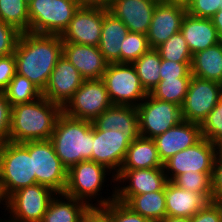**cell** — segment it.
Instances as JSON below:
<instances>
[{"mask_svg": "<svg viewBox=\"0 0 222 222\" xmlns=\"http://www.w3.org/2000/svg\"><path fill=\"white\" fill-rule=\"evenodd\" d=\"M62 46L59 35L21 33L14 51L17 73L28 78L43 92L62 56Z\"/></svg>", "mask_w": 222, "mask_h": 222, "instance_id": "6da1fadb", "label": "cell"}, {"mask_svg": "<svg viewBox=\"0 0 222 222\" xmlns=\"http://www.w3.org/2000/svg\"><path fill=\"white\" fill-rule=\"evenodd\" d=\"M62 107L44 96L30 103L11 107L8 141L24 143L50 139Z\"/></svg>", "mask_w": 222, "mask_h": 222, "instance_id": "7a4b0ae2", "label": "cell"}, {"mask_svg": "<svg viewBox=\"0 0 222 222\" xmlns=\"http://www.w3.org/2000/svg\"><path fill=\"white\" fill-rule=\"evenodd\" d=\"M49 140L67 170L77 163L92 161L93 123L91 121L71 118L62 112Z\"/></svg>", "mask_w": 222, "mask_h": 222, "instance_id": "3957f363", "label": "cell"}, {"mask_svg": "<svg viewBox=\"0 0 222 222\" xmlns=\"http://www.w3.org/2000/svg\"><path fill=\"white\" fill-rule=\"evenodd\" d=\"M111 173L105 166L94 161L86 160L77 163L67 172V185L64 194L84 201L91 207L105 206L115 200V175ZM107 176H111L110 185H112L113 189L111 194L109 193L111 196L108 195L105 198L102 196L101 191L106 186L104 185L107 182L106 180H109V177L108 179L106 178Z\"/></svg>", "mask_w": 222, "mask_h": 222, "instance_id": "277c9868", "label": "cell"}, {"mask_svg": "<svg viewBox=\"0 0 222 222\" xmlns=\"http://www.w3.org/2000/svg\"><path fill=\"white\" fill-rule=\"evenodd\" d=\"M36 184L32 157L21 144L10 141L0 146V194L5 201L12 193Z\"/></svg>", "mask_w": 222, "mask_h": 222, "instance_id": "5b68a950", "label": "cell"}, {"mask_svg": "<svg viewBox=\"0 0 222 222\" xmlns=\"http://www.w3.org/2000/svg\"><path fill=\"white\" fill-rule=\"evenodd\" d=\"M78 8L75 0H32L28 3L29 32L61 36Z\"/></svg>", "mask_w": 222, "mask_h": 222, "instance_id": "8992f818", "label": "cell"}, {"mask_svg": "<svg viewBox=\"0 0 222 222\" xmlns=\"http://www.w3.org/2000/svg\"><path fill=\"white\" fill-rule=\"evenodd\" d=\"M101 79L114 105L137 107L148 95L133 64L108 63Z\"/></svg>", "mask_w": 222, "mask_h": 222, "instance_id": "52a82bcc", "label": "cell"}, {"mask_svg": "<svg viewBox=\"0 0 222 222\" xmlns=\"http://www.w3.org/2000/svg\"><path fill=\"white\" fill-rule=\"evenodd\" d=\"M32 157L33 174L36 183L51 188L56 193H64L68 170L56 155L50 140H37L21 143Z\"/></svg>", "mask_w": 222, "mask_h": 222, "instance_id": "ba28073f", "label": "cell"}, {"mask_svg": "<svg viewBox=\"0 0 222 222\" xmlns=\"http://www.w3.org/2000/svg\"><path fill=\"white\" fill-rule=\"evenodd\" d=\"M55 195L51 188L36 183L12 193L4 201L3 210H7L9 218L16 222H41Z\"/></svg>", "mask_w": 222, "mask_h": 222, "instance_id": "9c48e42d", "label": "cell"}, {"mask_svg": "<svg viewBox=\"0 0 222 222\" xmlns=\"http://www.w3.org/2000/svg\"><path fill=\"white\" fill-rule=\"evenodd\" d=\"M136 108L142 137L153 139L183 120L180 106L156 99L150 93Z\"/></svg>", "mask_w": 222, "mask_h": 222, "instance_id": "30bf717a", "label": "cell"}, {"mask_svg": "<svg viewBox=\"0 0 222 222\" xmlns=\"http://www.w3.org/2000/svg\"><path fill=\"white\" fill-rule=\"evenodd\" d=\"M112 105L102 79L84 80L62 108L65 115L93 122Z\"/></svg>", "mask_w": 222, "mask_h": 222, "instance_id": "8fae6325", "label": "cell"}, {"mask_svg": "<svg viewBox=\"0 0 222 222\" xmlns=\"http://www.w3.org/2000/svg\"><path fill=\"white\" fill-rule=\"evenodd\" d=\"M221 93L222 84L192 75L181 106L183 120L201 125L218 104Z\"/></svg>", "mask_w": 222, "mask_h": 222, "instance_id": "7c38bea8", "label": "cell"}, {"mask_svg": "<svg viewBox=\"0 0 222 222\" xmlns=\"http://www.w3.org/2000/svg\"><path fill=\"white\" fill-rule=\"evenodd\" d=\"M139 134H124L122 131L98 130L93 125L92 161L105 166L117 175L129 145Z\"/></svg>", "mask_w": 222, "mask_h": 222, "instance_id": "4fadbf2b", "label": "cell"}, {"mask_svg": "<svg viewBox=\"0 0 222 222\" xmlns=\"http://www.w3.org/2000/svg\"><path fill=\"white\" fill-rule=\"evenodd\" d=\"M167 182L164 168L119 170L115 176V199L126 203L133 195L165 190Z\"/></svg>", "mask_w": 222, "mask_h": 222, "instance_id": "5bb4252c", "label": "cell"}, {"mask_svg": "<svg viewBox=\"0 0 222 222\" xmlns=\"http://www.w3.org/2000/svg\"><path fill=\"white\" fill-rule=\"evenodd\" d=\"M216 146L206 138L188 147L163 163L168 181L186 172H213Z\"/></svg>", "mask_w": 222, "mask_h": 222, "instance_id": "9a60e30c", "label": "cell"}, {"mask_svg": "<svg viewBox=\"0 0 222 222\" xmlns=\"http://www.w3.org/2000/svg\"><path fill=\"white\" fill-rule=\"evenodd\" d=\"M103 25V8L79 7L61 35L63 42L98 47Z\"/></svg>", "mask_w": 222, "mask_h": 222, "instance_id": "2e32d148", "label": "cell"}, {"mask_svg": "<svg viewBox=\"0 0 222 222\" xmlns=\"http://www.w3.org/2000/svg\"><path fill=\"white\" fill-rule=\"evenodd\" d=\"M84 80L76 67L62 55L51 73L42 96L63 108Z\"/></svg>", "mask_w": 222, "mask_h": 222, "instance_id": "e0dca14e", "label": "cell"}, {"mask_svg": "<svg viewBox=\"0 0 222 222\" xmlns=\"http://www.w3.org/2000/svg\"><path fill=\"white\" fill-rule=\"evenodd\" d=\"M186 13V6L159 1L146 34L150 48H156L179 32Z\"/></svg>", "mask_w": 222, "mask_h": 222, "instance_id": "ac0fdd59", "label": "cell"}, {"mask_svg": "<svg viewBox=\"0 0 222 222\" xmlns=\"http://www.w3.org/2000/svg\"><path fill=\"white\" fill-rule=\"evenodd\" d=\"M158 2L159 0H113L107 10L120 19L129 32L147 34Z\"/></svg>", "mask_w": 222, "mask_h": 222, "instance_id": "d6986e66", "label": "cell"}, {"mask_svg": "<svg viewBox=\"0 0 222 222\" xmlns=\"http://www.w3.org/2000/svg\"><path fill=\"white\" fill-rule=\"evenodd\" d=\"M202 138L199 124L182 120L176 126L153 139L159 158L164 163L176 153L195 145Z\"/></svg>", "mask_w": 222, "mask_h": 222, "instance_id": "ffe728a7", "label": "cell"}, {"mask_svg": "<svg viewBox=\"0 0 222 222\" xmlns=\"http://www.w3.org/2000/svg\"><path fill=\"white\" fill-rule=\"evenodd\" d=\"M62 55L76 67L85 80L101 79L108 65L96 46L63 42Z\"/></svg>", "mask_w": 222, "mask_h": 222, "instance_id": "44dd1931", "label": "cell"}, {"mask_svg": "<svg viewBox=\"0 0 222 222\" xmlns=\"http://www.w3.org/2000/svg\"><path fill=\"white\" fill-rule=\"evenodd\" d=\"M180 31L192 55L220 42L211 18H197L186 13Z\"/></svg>", "mask_w": 222, "mask_h": 222, "instance_id": "7402d4cb", "label": "cell"}, {"mask_svg": "<svg viewBox=\"0 0 222 222\" xmlns=\"http://www.w3.org/2000/svg\"><path fill=\"white\" fill-rule=\"evenodd\" d=\"M129 33L127 26L103 9V25L98 49L108 63H121V43Z\"/></svg>", "mask_w": 222, "mask_h": 222, "instance_id": "603a6c76", "label": "cell"}, {"mask_svg": "<svg viewBox=\"0 0 222 222\" xmlns=\"http://www.w3.org/2000/svg\"><path fill=\"white\" fill-rule=\"evenodd\" d=\"M165 203L167 216L193 217L208 201L194 191H187L168 181L165 186Z\"/></svg>", "mask_w": 222, "mask_h": 222, "instance_id": "cb8c5ba5", "label": "cell"}, {"mask_svg": "<svg viewBox=\"0 0 222 222\" xmlns=\"http://www.w3.org/2000/svg\"><path fill=\"white\" fill-rule=\"evenodd\" d=\"M98 130L122 131L124 134H139L137 108L112 104L93 122Z\"/></svg>", "mask_w": 222, "mask_h": 222, "instance_id": "d4e9b609", "label": "cell"}, {"mask_svg": "<svg viewBox=\"0 0 222 222\" xmlns=\"http://www.w3.org/2000/svg\"><path fill=\"white\" fill-rule=\"evenodd\" d=\"M163 168L154 139L138 136L126 151L120 170Z\"/></svg>", "mask_w": 222, "mask_h": 222, "instance_id": "484cf974", "label": "cell"}, {"mask_svg": "<svg viewBox=\"0 0 222 222\" xmlns=\"http://www.w3.org/2000/svg\"><path fill=\"white\" fill-rule=\"evenodd\" d=\"M90 206L84 201L56 193L41 222H81Z\"/></svg>", "mask_w": 222, "mask_h": 222, "instance_id": "4316f807", "label": "cell"}, {"mask_svg": "<svg viewBox=\"0 0 222 222\" xmlns=\"http://www.w3.org/2000/svg\"><path fill=\"white\" fill-rule=\"evenodd\" d=\"M193 76L222 84V43L219 42L192 56Z\"/></svg>", "mask_w": 222, "mask_h": 222, "instance_id": "83f0119b", "label": "cell"}, {"mask_svg": "<svg viewBox=\"0 0 222 222\" xmlns=\"http://www.w3.org/2000/svg\"><path fill=\"white\" fill-rule=\"evenodd\" d=\"M125 204L152 222H160L167 216L165 190L133 195Z\"/></svg>", "mask_w": 222, "mask_h": 222, "instance_id": "f1b7e54d", "label": "cell"}, {"mask_svg": "<svg viewBox=\"0 0 222 222\" xmlns=\"http://www.w3.org/2000/svg\"><path fill=\"white\" fill-rule=\"evenodd\" d=\"M161 61L162 58L158 51L155 48H150L133 63L141 85L148 94L161 80L159 73Z\"/></svg>", "mask_w": 222, "mask_h": 222, "instance_id": "f546056e", "label": "cell"}, {"mask_svg": "<svg viewBox=\"0 0 222 222\" xmlns=\"http://www.w3.org/2000/svg\"><path fill=\"white\" fill-rule=\"evenodd\" d=\"M3 93L11 107L17 104L30 103L42 97V91L28 78L18 73Z\"/></svg>", "mask_w": 222, "mask_h": 222, "instance_id": "4dcf8cb0", "label": "cell"}, {"mask_svg": "<svg viewBox=\"0 0 222 222\" xmlns=\"http://www.w3.org/2000/svg\"><path fill=\"white\" fill-rule=\"evenodd\" d=\"M0 20L21 33L29 32L28 3L25 0H0Z\"/></svg>", "mask_w": 222, "mask_h": 222, "instance_id": "1f68e13d", "label": "cell"}, {"mask_svg": "<svg viewBox=\"0 0 222 222\" xmlns=\"http://www.w3.org/2000/svg\"><path fill=\"white\" fill-rule=\"evenodd\" d=\"M192 77L160 80L150 94L159 100L182 106Z\"/></svg>", "mask_w": 222, "mask_h": 222, "instance_id": "d6a6232c", "label": "cell"}, {"mask_svg": "<svg viewBox=\"0 0 222 222\" xmlns=\"http://www.w3.org/2000/svg\"><path fill=\"white\" fill-rule=\"evenodd\" d=\"M213 172H186L177 175L171 182L181 189L194 191L202 195L208 202L213 201L212 177Z\"/></svg>", "mask_w": 222, "mask_h": 222, "instance_id": "836d02e7", "label": "cell"}, {"mask_svg": "<svg viewBox=\"0 0 222 222\" xmlns=\"http://www.w3.org/2000/svg\"><path fill=\"white\" fill-rule=\"evenodd\" d=\"M162 59L178 63H192V54L181 31L155 48Z\"/></svg>", "mask_w": 222, "mask_h": 222, "instance_id": "e575fe53", "label": "cell"}, {"mask_svg": "<svg viewBox=\"0 0 222 222\" xmlns=\"http://www.w3.org/2000/svg\"><path fill=\"white\" fill-rule=\"evenodd\" d=\"M149 49L146 34L129 32L121 43V63L133 64Z\"/></svg>", "mask_w": 222, "mask_h": 222, "instance_id": "d590c367", "label": "cell"}, {"mask_svg": "<svg viewBox=\"0 0 222 222\" xmlns=\"http://www.w3.org/2000/svg\"><path fill=\"white\" fill-rule=\"evenodd\" d=\"M200 128L202 137L211 141L215 146L222 140V93L218 104L207 115Z\"/></svg>", "mask_w": 222, "mask_h": 222, "instance_id": "8d00e7d4", "label": "cell"}, {"mask_svg": "<svg viewBox=\"0 0 222 222\" xmlns=\"http://www.w3.org/2000/svg\"><path fill=\"white\" fill-rule=\"evenodd\" d=\"M21 32L0 20V57L14 53Z\"/></svg>", "mask_w": 222, "mask_h": 222, "instance_id": "74e56055", "label": "cell"}, {"mask_svg": "<svg viewBox=\"0 0 222 222\" xmlns=\"http://www.w3.org/2000/svg\"><path fill=\"white\" fill-rule=\"evenodd\" d=\"M187 13L197 18H211L222 9V0H191Z\"/></svg>", "mask_w": 222, "mask_h": 222, "instance_id": "f35d334b", "label": "cell"}, {"mask_svg": "<svg viewBox=\"0 0 222 222\" xmlns=\"http://www.w3.org/2000/svg\"><path fill=\"white\" fill-rule=\"evenodd\" d=\"M159 73L161 80L192 77L191 63H178L162 59Z\"/></svg>", "mask_w": 222, "mask_h": 222, "instance_id": "ab89813d", "label": "cell"}, {"mask_svg": "<svg viewBox=\"0 0 222 222\" xmlns=\"http://www.w3.org/2000/svg\"><path fill=\"white\" fill-rule=\"evenodd\" d=\"M112 222H152L140 214L134 212L125 203L112 201Z\"/></svg>", "mask_w": 222, "mask_h": 222, "instance_id": "60d3db41", "label": "cell"}, {"mask_svg": "<svg viewBox=\"0 0 222 222\" xmlns=\"http://www.w3.org/2000/svg\"><path fill=\"white\" fill-rule=\"evenodd\" d=\"M190 222H222V202H208Z\"/></svg>", "mask_w": 222, "mask_h": 222, "instance_id": "b9f144b4", "label": "cell"}, {"mask_svg": "<svg viewBox=\"0 0 222 222\" xmlns=\"http://www.w3.org/2000/svg\"><path fill=\"white\" fill-rule=\"evenodd\" d=\"M16 59L14 53L0 57V92H3L16 75Z\"/></svg>", "mask_w": 222, "mask_h": 222, "instance_id": "7bdbcfd3", "label": "cell"}, {"mask_svg": "<svg viewBox=\"0 0 222 222\" xmlns=\"http://www.w3.org/2000/svg\"><path fill=\"white\" fill-rule=\"evenodd\" d=\"M11 127V105L6 100L3 92H0V142L8 141Z\"/></svg>", "mask_w": 222, "mask_h": 222, "instance_id": "ee69618b", "label": "cell"}, {"mask_svg": "<svg viewBox=\"0 0 222 222\" xmlns=\"http://www.w3.org/2000/svg\"><path fill=\"white\" fill-rule=\"evenodd\" d=\"M212 180L213 201L222 202V159L215 157Z\"/></svg>", "mask_w": 222, "mask_h": 222, "instance_id": "f6af8a7d", "label": "cell"}, {"mask_svg": "<svg viewBox=\"0 0 222 222\" xmlns=\"http://www.w3.org/2000/svg\"><path fill=\"white\" fill-rule=\"evenodd\" d=\"M88 222H112V202L105 206H90Z\"/></svg>", "mask_w": 222, "mask_h": 222, "instance_id": "bcb514c9", "label": "cell"}, {"mask_svg": "<svg viewBox=\"0 0 222 222\" xmlns=\"http://www.w3.org/2000/svg\"><path fill=\"white\" fill-rule=\"evenodd\" d=\"M79 7H96L107 9L113 0H75Z\"/></svg>", "mask_w": 222, "mask_h": 222, "instance_id": "7dc6e473", "label": "cell"}, {"mask_svg": "<svg viewBox=\"0 0 222 222\" xmlns=\"http://www.w3.org/2000/svg\"><path fill=\"white\" fill-rule=\"evenodd\" d=\"M213 25L215 26L219 39L222 38V9H219L218 12L211 17Z\"/></svg>", "mask_w": 222, "mask_h": 222, "instance_id": "c3c4849f", "label": "cell"}, {"mask_svg": "<svg viewBox=\"0 0 222 222\" xmlns=\"http://www.w3.org/2000/svg\"><path fill=\"white\" fill-rule=\"evenodd\" d=\"M160 222H190V218L165 216Z\"/></svg>", "mask_w": 222, "mask_h": 222, "instance_id": "681fc988", "label": "cell"}, {"mask_svg": "<svg viewBox=\"0 0 222 222\" xmlns=\"http://www.w3.org/2000/svg\"><path fill=\"white\" fill-rule=\"evenodd\" d=\"M163 3H171V4H179L183 6H187L191 0H160Z\"/></svg>", "mask_w": 222, "mask_h": 222, "instance_id": "f907efd6", "label": "cell"}, {"mask_svg": "<svg viewBox=\"0 0 222 222\" xmlns=\"http://www.w3.org/2000/svg\"><path fill=\"white\" fill-rule=\"evenodd\" d=\"M216 156L222 159V140L216 145Z\"/></svg>", "mask_w": 222, "mask_h": 222, "instance_id": "816d5d0a", "label": "cell"}, {"mask_svg": "<svg viewBox=\"0 0 222 222\" xmlns=\"http://www.w3.org/2000/svg\"><path fill=\"white\" fill-rule=\"evenodd\" d=\"M5 219H6V218L1 219V217H0V222H16V221L11 220L9 217H8L7 220H5Z\"/></svg>", "mask_w": 222, "mask_h": 222, "instance_id": "f5cc1de1", "label": "cell"}, {"mask_svg": "<svg viewBox=\"0 0 222 222\" xmlns=\"http://www.w3.org/2000/svg\"><path fill=\"white\" fill-rule=\"evenodd\" d=\"M81 222H88V210L86 211L84 219Z\"/></svg>", "mask_w": 222, "mask_h": 222, "instance_id": "db71d44e", "label": "cell"}, {"mask_svg": "<svg viewBox=\"0 0 222 222\" xmlns=\"http://www.w3.org/2000/svg\"><path fill=\"white\" fill-rule=\"evenodd\" d=\"M3 205V208H4V200L2 199V197H1V194H0V205Z\"/></svg>", "mask_w": 222, "mask_h": 222, "instance_id": "11a10c76", "label": "cell"}]
</instances>
